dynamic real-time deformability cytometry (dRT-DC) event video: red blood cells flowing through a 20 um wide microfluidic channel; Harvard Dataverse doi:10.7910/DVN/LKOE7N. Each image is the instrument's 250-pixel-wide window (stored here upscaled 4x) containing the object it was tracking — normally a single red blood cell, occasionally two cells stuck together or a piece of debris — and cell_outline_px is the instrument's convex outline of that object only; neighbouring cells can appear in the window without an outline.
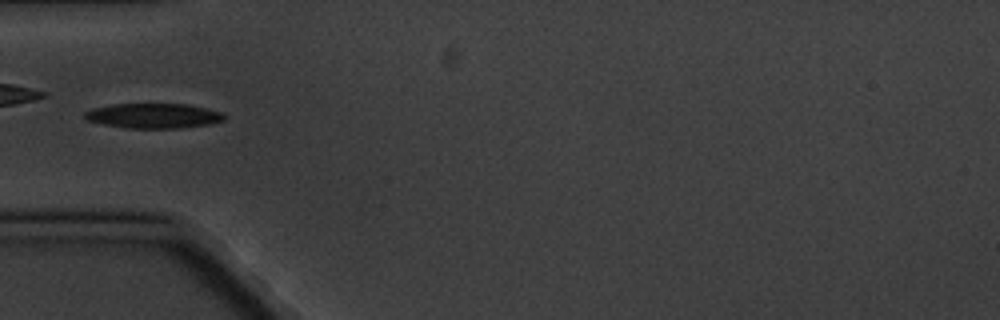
{"species": "common noctule bat (a hibernating species)", "species_latin": "Nyctalus noctula", "temperature_condition": "cold", "stored_images_in_passage": 10, "camera_frame_rate_fps": 3000, "um_per_image_px": 0.085, "animal": {"sex": "male", "body_mass_g": 20.1, "forearm_length_mm": 53.5}, "frame": {"image": 1, "passage_image": 4, "time_ms": 3.667, "image_size_px": [1000, 320], "cell_outline_px": [[224, 120], [212, 124], [180, 128], [128, 128], [104, 124], [88, 120], [84, 116], [84, 112], [92, 108], [112, 104], [184, 104], [204, 108], [220, 112], [224, 116]], "centroid_in_image_um": [13.03, 9.84], "position_along_channel_um": 72.0, "area_um2": 20.06}}